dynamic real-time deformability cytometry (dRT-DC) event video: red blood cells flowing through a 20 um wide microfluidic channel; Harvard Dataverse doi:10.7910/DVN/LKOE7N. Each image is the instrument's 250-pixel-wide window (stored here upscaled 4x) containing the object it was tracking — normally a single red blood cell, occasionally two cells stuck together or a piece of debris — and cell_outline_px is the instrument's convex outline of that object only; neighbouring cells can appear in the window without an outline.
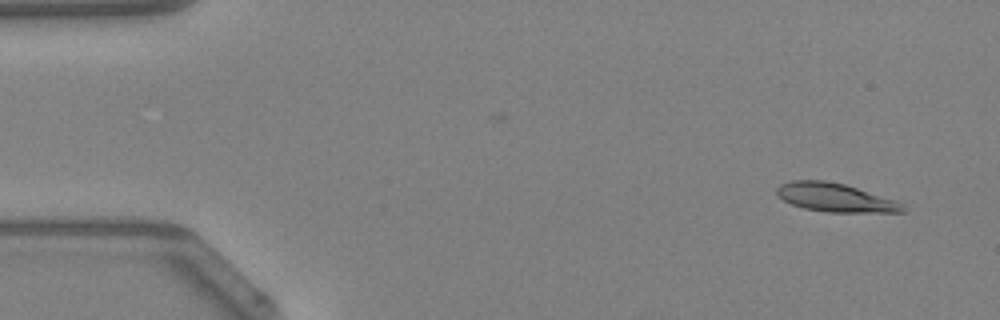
{"species": "Egyptian fruit bat (a non-hibernating species)", "species_latin": "Rousettus aegyptiacus", "temperature_condition": "warm", "stored_images_in_passage": 45, "camera_frame_rate_fps": 3000, "um_per_image_px": 0.085, "animal": {"sex": "female"}, "frame": {"image": 1, "passage_image": 1, "time_ms": 0.0, "image_size_px": [1000, 320], "cell_outline_px": [[904, 212], [828, 212], [804, 208], [792, 204], [776, 196], [776, 188], [780, 184], [792, 180], [824, 180], [844, 184], [896, 200], [904, 204]], "centroid_in_image_um": [70.97, 16.79], "position_along_channel_um": 14.0, "area_um2": 20.92}}
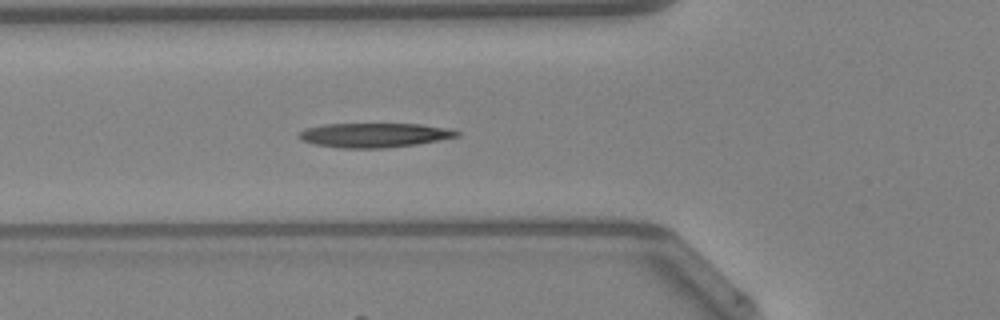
{"frame": {"image": 2, "passage_image": 15, "time_ms": 4.667, "image_size_px": [1000, 320], "cell_outline_px": [[460, 136], [416, 144], [384, 148], [340, 148], [316, 144], [300, 140], [296, 136], [300, 132], [308, 128], [324, 124], [420, 124], [448, 128], [460, 132]], "centroid_in_image_um": [31.81, 11.48], "position_along_channel_um": 94.0, "area_um2": 22.31}}
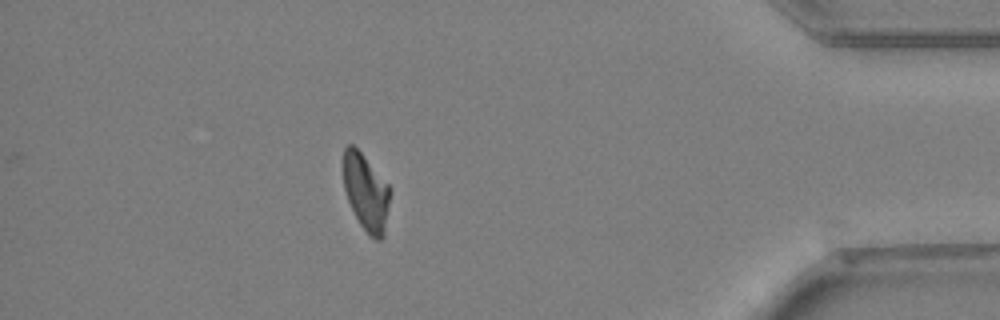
{"frame": {"image": 3, "passage_image": 40, "time_ms": 13.0, "image_size_px": [1000, 320], "cell_outline_px": [[388, 204], [384, 236], [380, 240], [376, 240], [368, 236], [360, 224], [348, 200], [344, 188], [344, 148], [348, 144], [352, 144], [360, 152], [388, 184]], "centroid_in_image_um": [31.09, 16.37], "position_along_channel_um": 404.1, "area_um2": 20.29}}